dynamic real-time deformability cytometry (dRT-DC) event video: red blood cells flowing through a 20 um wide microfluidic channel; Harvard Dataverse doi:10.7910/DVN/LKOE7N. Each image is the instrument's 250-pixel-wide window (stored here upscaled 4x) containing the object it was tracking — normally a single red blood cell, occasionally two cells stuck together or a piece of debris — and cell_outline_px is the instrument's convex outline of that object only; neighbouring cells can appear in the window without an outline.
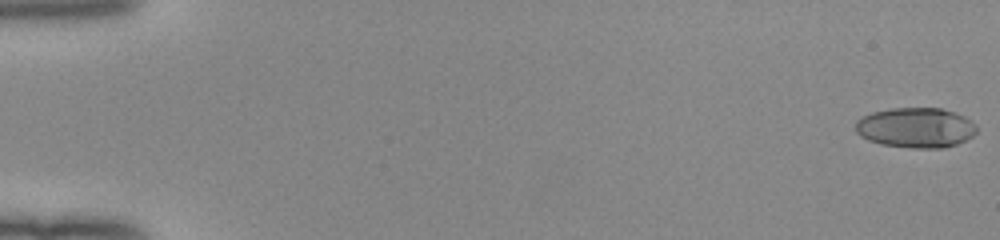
{"species": "human", "species_latin": "Homo sapiens", "temperature_condition": "room temperature", "stored_images_in_passage": 52, "camera_frame_rate_fps": 3000, "um_per_image_px": 0.085, "donor": {"sex": "female"}, "frame": {"image": 1, "passage_image": 1, "time_ms": 0.0, "image_size_px": [1000, 240], "cell_outline_px": [[976, 132], [972, 136], [956, 144], [944, 148], [912, 148], [880, 144], [868, 140], [860, 136], [856, 132], [856, 120], [872, 112], [892, 108], [940, 108], [964, 116], [972, 120], [976, 124]], "centroid_in_image_um": [77.83, 10.85], "position_along_channel_um": 7.2, "area_um2": 28.32}}
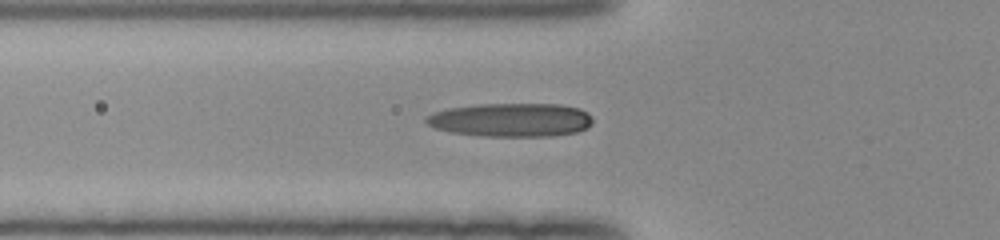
{"frame": {"image": 2, "passage_image": 20, "time_ms": 6.333, "image_size_px": [1000, 240], "cell_outline_px": [[592, 124], [588, 128], [576, 132], [552, 136], [484, 136], [452, 132], [436, 128], [428, 124], [424, 120], [424, 116], [432, 112], [448, 108], [476, 104], [560, 104], [580, 108], [588, 112], [592, 116]], "centroid_in_image_um": [43.45, 10.18], "position_along_channel_um": 82.3, "area_um2": 32.95}}
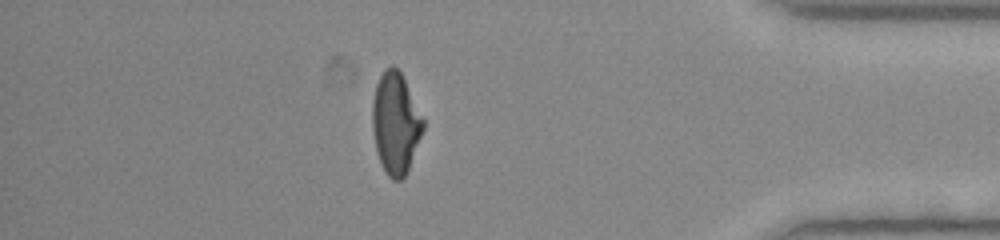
{"frame": {"image": 3, "passage_image": 46, "time_ms": 15.0, "image_size_px": [1000, 240], "cell_outline_px": [[424, 128], [408, 172], [400, 180], [392, 180], [388, 176], [376, 152], [372, 128], [372, 100], [376, 84], [384, 68], [392, 64], [400, 72], [424, 120]], "centroid_in_image_um": [33.61, 10.48], "position_along_channel_um": 401.6, "area_um2": 29.88}, "authors_computed_cell_mechanics": {"area_um2": 29.7381, "velocity_mm_per_s": 4.06, "shape_relaxation_time_tau1_ms": null, "shape_relaxation_time_tau2_ms": 2.139, "deformation_change_tau1": null, "deformation_change_tau2": 0.1004}}